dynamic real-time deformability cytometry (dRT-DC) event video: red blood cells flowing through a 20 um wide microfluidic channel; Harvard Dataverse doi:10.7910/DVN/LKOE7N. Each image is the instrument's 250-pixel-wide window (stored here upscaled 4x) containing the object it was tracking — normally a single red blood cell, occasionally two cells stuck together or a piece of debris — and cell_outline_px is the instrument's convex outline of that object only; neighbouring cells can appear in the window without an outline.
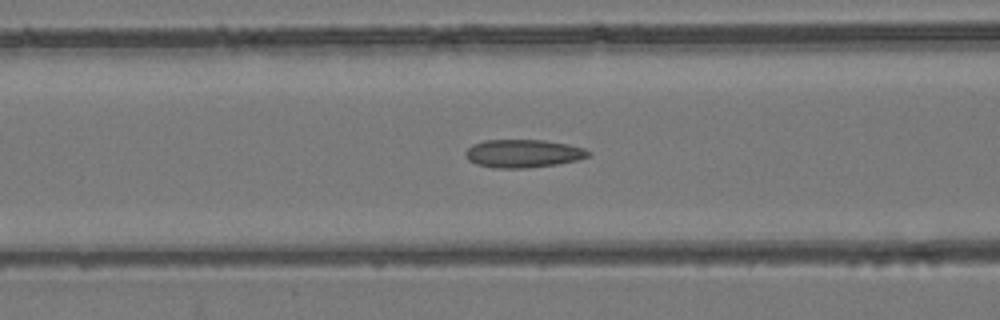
{"species": "common noctule bat (a hibernating species)", "species_latin": "Nyctalus noctula", "temperature_condition": "room temperature", "stored_images_in_passage": 53, "camera_frame_rate_fps": 3000, "um_per_image_px": 0.085, "animal": {"sex": "female", "body_mass_g": 24.6, "forearm_length_mm": 56.2}, "frame": {"image": 1, "passage_image": 22, "time_ms": 7.0, "image_size_px": [1000, 320], "cell_outline_px": [[592, 156], [576, 160], [556, 164], [524, 168], [492, 168], [476, 164], [468, 160], [464, 156], [464, 152], [472, 144], [484, 140], [544, 140], [568, 144], [584, 148], [592, 152]], "centroid_in_image_um": [44.45, 13.04], "position_along_channel_um": 122.1, "area_um2": 20.29}}
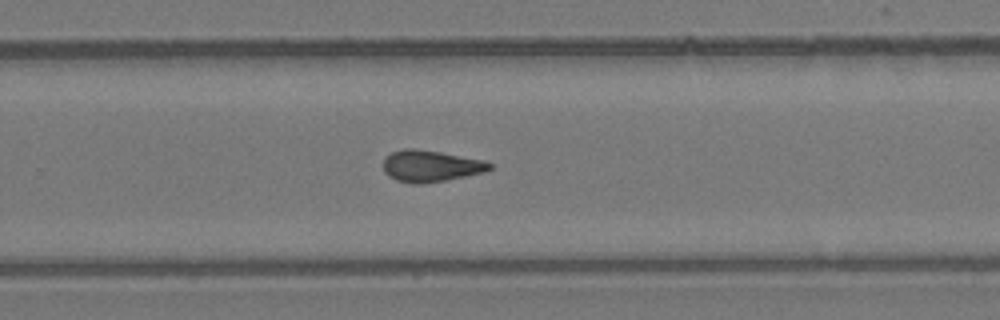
{"frame": {"image": 2, "passage_image": 35, "time_ms": 11.333, "image_size_px": [1000, 320], "cell_outline_px": [[492, 168], [484, 172], [448, 180], [420, 184], [412, 184], [396, 180], [388, 176], [384, 172], [384, 156], [392, 152], [404, 148], [416, 148], [440, 152], [484, 160], [492, 164]], "centroid_in_image_um": [36.58, 14.11], "position_along_channel_um": 293.2, "area_um2": 19.71}}
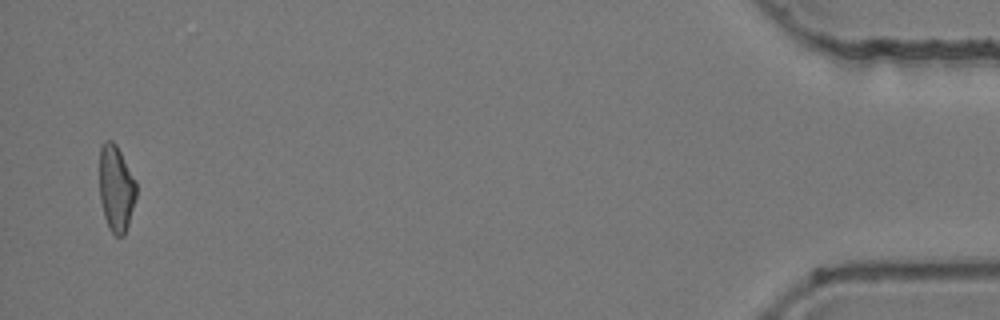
{"frame": {"image": 3, "passage_image": 52, "time_ms": 17.0, "image_size_px": [1000, 320], "cell_outline_px": [[136, 196], [128, 224], [124, 236], [116, 236], [108, 228], [104, 216], [100, 200], [100, 144], [104, 140], [112, 140], [116, 144], [136, 180]], "centroid_in_image_um": [9.86, 15.99], "position_along_channel_um": 425.3, "area_um2": 18.55}, "authors_computed_cell_mechanics": {"area_um2": 19.4786, "velocity_mm_per_s": 3.9467, "shape_relaxation_time_tau1_ms": null, "shape_relaxation_time_tau2_ms": 2.2003, "deformation_change_tau1": null, "deformation_change_tau2": 0.1047}}